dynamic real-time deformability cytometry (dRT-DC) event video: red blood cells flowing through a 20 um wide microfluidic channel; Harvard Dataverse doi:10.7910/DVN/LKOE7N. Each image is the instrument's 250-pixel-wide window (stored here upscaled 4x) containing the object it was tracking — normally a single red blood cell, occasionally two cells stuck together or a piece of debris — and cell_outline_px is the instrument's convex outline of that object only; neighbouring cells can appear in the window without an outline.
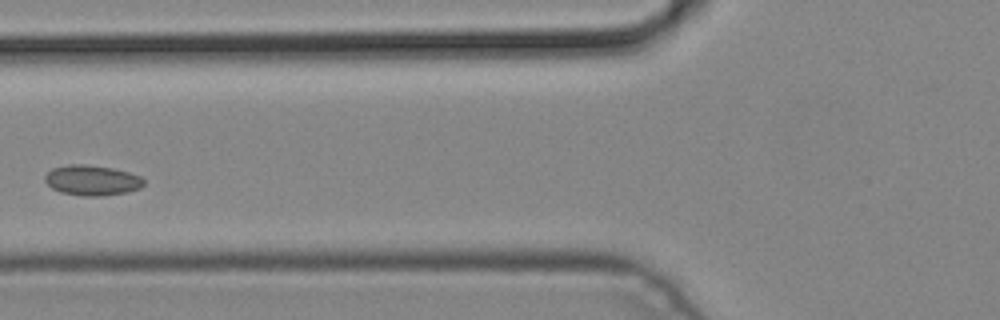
{"species": "common noctule bat (a hibernating species)", "species_latin": "Nyctalus noctula", "temperature_condition": "cold", "stored_images_in_passage": 5, "camera_frame_rate_fps": 3000, "um_per_image_px": 0.085, "animal": {"sex": "male", "body_mass_g": 19.2, "forearm_length_mm": 51.8}, "frame": {"image": 1, "passage_image": 5, "time_ms": 1.333, "image_size_px": [1000, 320], "cell_outline_px": [[144, 184], [140, 188], [128, 192], [100, 196], [84, 196], [60, 192], [52, 188], [44, 180], [44, 176], [52, 168], [68, 164], [84, 164], [112, 168], [128, 172], [140, 176], [144, 180]], "centroid_in_image_um": [7.81, 15.32], "position_along_channel_um": 118.0, "area_um2": 17.46}}